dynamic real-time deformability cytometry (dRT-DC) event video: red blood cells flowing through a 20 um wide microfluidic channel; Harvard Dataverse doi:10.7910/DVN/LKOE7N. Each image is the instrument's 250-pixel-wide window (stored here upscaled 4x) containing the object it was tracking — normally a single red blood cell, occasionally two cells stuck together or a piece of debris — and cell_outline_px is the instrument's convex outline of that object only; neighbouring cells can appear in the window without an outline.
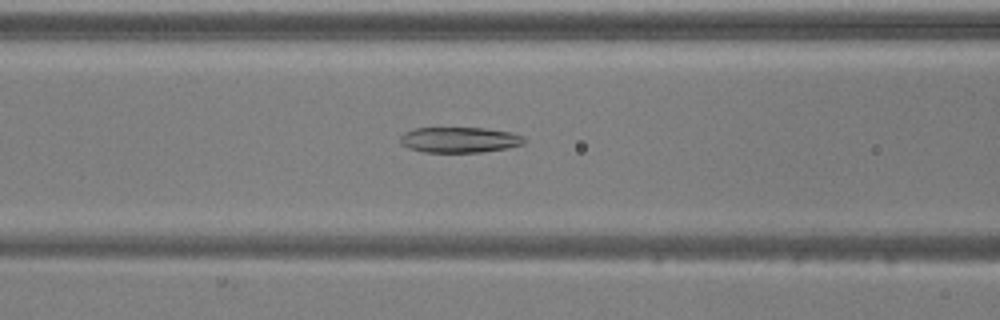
{"species": "common noctule bat (a hibernating species)", "species_latin": "Nyctalus noctula", "temperature_condition": "warm", "stored_images_in_passage": 35, "camera_frame_rate_fps": 3000, "um_per_image_px": 0.085, "animal": {"sex": "male", "body_mass_g": 20.5, "forearm_length_mm": 52.5}, "frame": {"image": 1, "passage_image": 5, "time_ms": 1.333, "image_size_px": [1000, 320], "cell_outline_px": [[528, 140], [524, 144], [508, 148], [480, 152], [424, 152], [408, 148], [400, 144], [400, 136], [404, 132], [416, 128], [484, 128], [512, 132], [524, 136]], "centroid_in_image_um": [39.09, 11.88], "position_along_channel_um": 127.5, "area_um2": 18.67}}
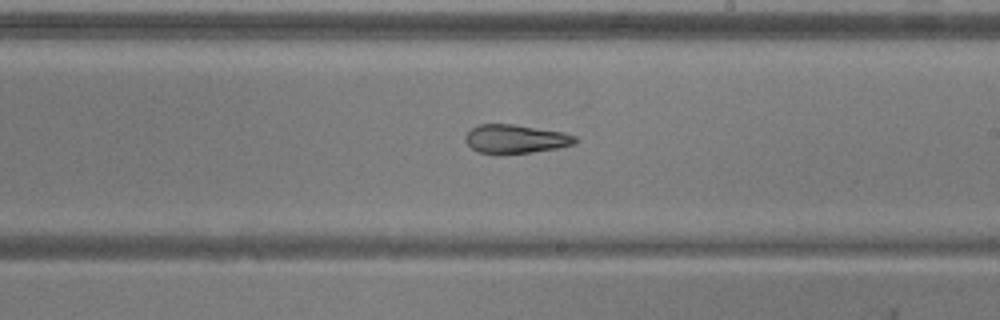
{"frame": {"image": 2, "passage_image": 14, "time_ms": 4.333, "image_size_px": [1000, 320], "cell_outline_px": [[580, 140], [576, 144], [556, 148], [532, 152], [480, 152], [472, 148], [464, 140], [464, 136], [472, 128], [480, 124], [512, 124], [564, 132], [576, 136]], "centroid_in_image_um": [43.88, 11.78], "position_along_channel_um": 245.1, "area_um2": 18.03}}
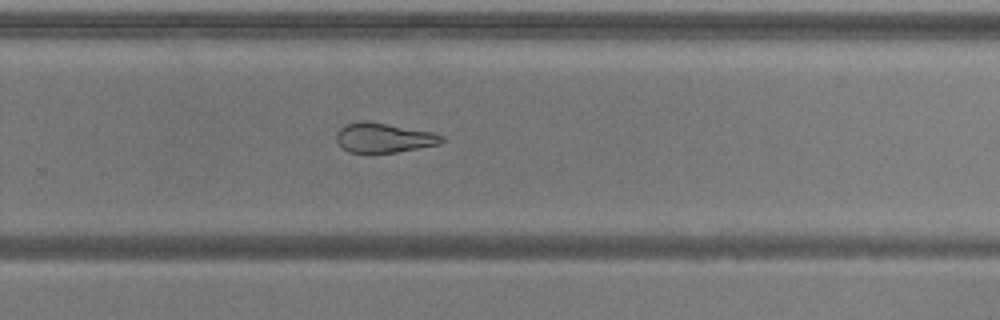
{"frame": {"image": 3, "passage_image": 18, "time_ms": 5.667, "image_size_px": [1000, 320], "cell_outline_px": [[444, 140], [440, 144], [396, 152], [372, 156], [348, 152], [336, 140], [336, 132], [344, 124], [360, 120], [372, 120], [432, 132], [444, 136]], "centroid_in_image_um": [32.57, 11.72], "position_along_channel_um": 297.2, "area_um2": 19.07}}